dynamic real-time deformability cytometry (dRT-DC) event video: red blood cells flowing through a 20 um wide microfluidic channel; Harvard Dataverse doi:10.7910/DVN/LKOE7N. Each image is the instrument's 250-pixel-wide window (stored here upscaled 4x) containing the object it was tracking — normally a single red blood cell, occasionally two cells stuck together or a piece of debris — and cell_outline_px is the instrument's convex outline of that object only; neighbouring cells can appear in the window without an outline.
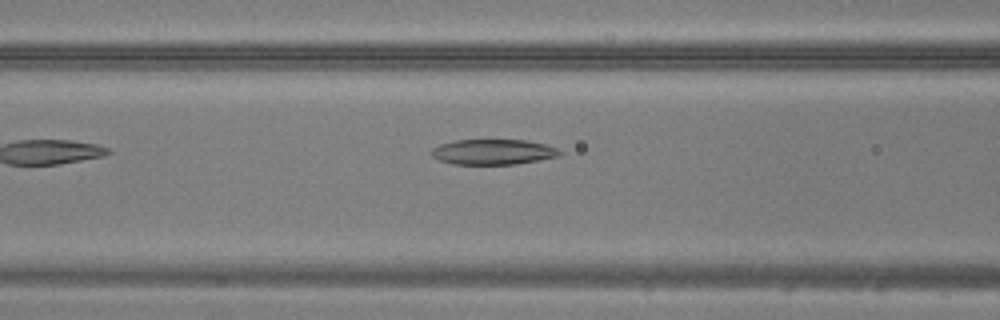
{"species": "common noctule bat (a hibernating species)", "species_latin": "Nyctalus noctula", "temperature_condition": "warm", "stored_images_in_passage": 8, "camera_frame_rate_fps": 3000, "um_per_image_px": 0.085, "animal": {"sex": "male", "body_mass_g": 20.5, "forearm_length_mm": 52.5}, "frame": {"image": 1, "passage_image": 6, "time_ms": 1.667, "image_size_px": [1000, 320], "cell_outline_px": [[560, 156], [540, 160], [516, 164], [452, 164], [440, 160], [432, 156], [432, 148], [440, 144], [456, 140], [528, 140], [544, 144], [556, 148], [560, 152]], "centroid_in_image_um": [41.92, 12.91], "position_along_channel_um": 124.7, "area_um2": 18.84}}